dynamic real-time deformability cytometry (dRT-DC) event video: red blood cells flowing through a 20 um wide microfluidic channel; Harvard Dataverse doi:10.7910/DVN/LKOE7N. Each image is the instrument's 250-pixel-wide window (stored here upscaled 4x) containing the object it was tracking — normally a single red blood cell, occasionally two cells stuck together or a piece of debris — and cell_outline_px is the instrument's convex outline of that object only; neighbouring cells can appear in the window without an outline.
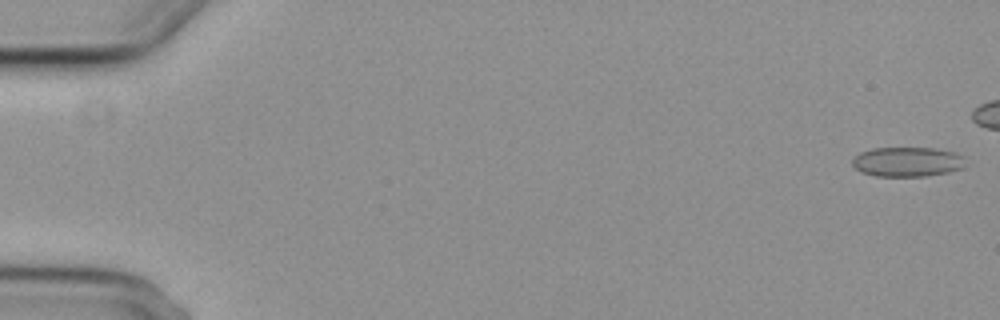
{"species": "common noctule bat (a hibernating species)", "species_latin": "Nyctalus noctula", "temperature_condition": "cold", "stored_images_in_passage": 7, "camera_frame_rate_fps": 3000, "um_per_image_px": 0.085, "animal": {"sex": "female", "body_mass_g": 29.2, "forearm_length_mm": 56.3}, "frame": {"image": 1, "passage_image": 1, "time_ms": 0.0, "image_size_px": [1000, 320], "cell_outline_px": [[964, 168], [948, 172], [924, 176], [876, 176], [864, 172], [856, 168], [852, 164], [852, 160], [860, 152], [872, 148], [936, 148], [956, 152], [964, 156]], "centroid_in_image_um": [77.16, 13.74], "position_along_channel_um": 7.8, "area_um2": 19.54}}